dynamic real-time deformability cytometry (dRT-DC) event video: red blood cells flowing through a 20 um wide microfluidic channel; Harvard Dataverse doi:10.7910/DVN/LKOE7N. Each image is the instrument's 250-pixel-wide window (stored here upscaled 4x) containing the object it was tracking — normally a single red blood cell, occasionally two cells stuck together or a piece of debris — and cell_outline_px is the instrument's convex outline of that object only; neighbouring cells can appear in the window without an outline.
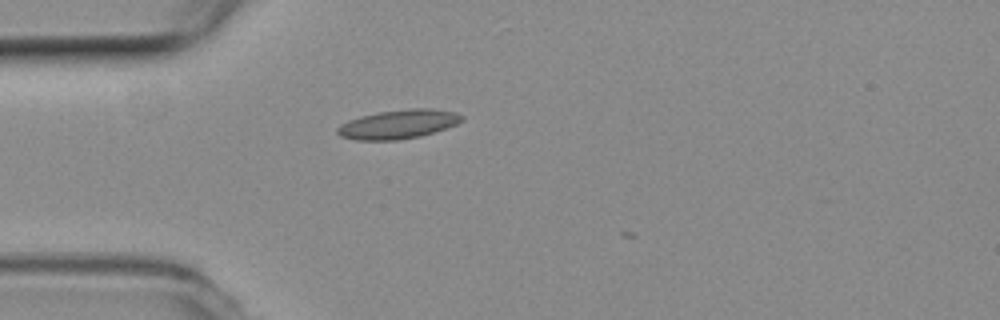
{"species": "common noctule bat (a hibernating species)", "species_latin": "Nyctalus noctula", "temperature_condition": "room temperature", "stored_images_in_passage": 2, "camera_frame_rate_fps": 3000, "um_per_image_px": 0.085, "animal": {"sex": "female", "body_mass_g": 19.3, "forearm_length_mm": 54.1}, "frame": {"image": 1, "passage_image": 1, "time_ms": 0.0, "image_size_px": [1000, 320], "cell_outline_px": [[464, 120], [456, 124], [420, 136], [396, 140], [356, 140], [340, 136], [336, 132], [336, 128], [340, 124], [348, 120], [360, 116], [380, 112], [408, 108], [432, 108], [456, 112], [464, 116]], "centroid_in_image_um": [33.84, 10.55], "position_along_channel_um": 51.2, "area_um2": 21.04}}